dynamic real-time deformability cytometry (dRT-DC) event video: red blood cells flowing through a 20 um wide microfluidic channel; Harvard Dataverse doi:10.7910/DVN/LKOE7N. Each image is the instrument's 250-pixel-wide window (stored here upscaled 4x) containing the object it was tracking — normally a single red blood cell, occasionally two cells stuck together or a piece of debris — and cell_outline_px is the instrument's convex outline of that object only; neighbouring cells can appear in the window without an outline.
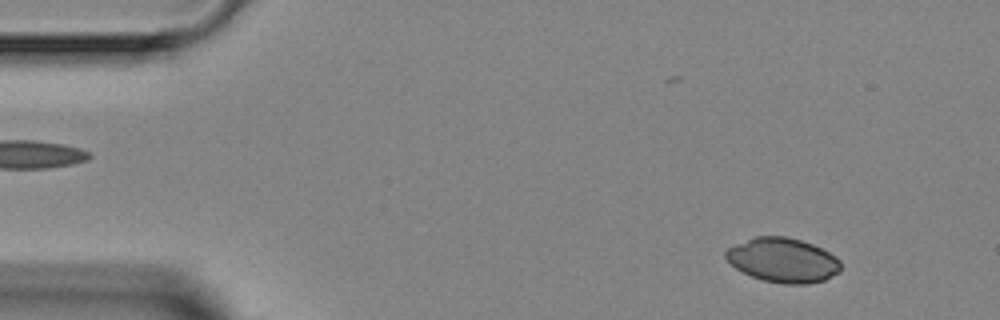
{"species": "Egyptian fruit bat (a non-hibernating species)", "species_latin": "Rousettus aegyptiacus", "temperature_condition": "room temperature", "stored_images_in_passage": 5, "camera_frame_rate_fps": 3000, "um_per_image_px": 0.085, "animal": {"sex": "female"}, "frame": {"image": 1, "passage_image": 1, "time_ms": 0.0, "image_size_px": [1000, 320], "cell_outline_px": [[840, 272], [824, 280], [808, 284], [784, 284], [764, 280], [752, 276], [736, 268], [724, 256], [724, 252], [728, 248], [736, 244], [756, 236], [784, 236], [800, 240], [812, 244], [836, 256], [840, 260]], "centroid_in_image_um": [66.56, 22.11], "position_along_channel_um": 18.4, "area_um2": 29.59}}
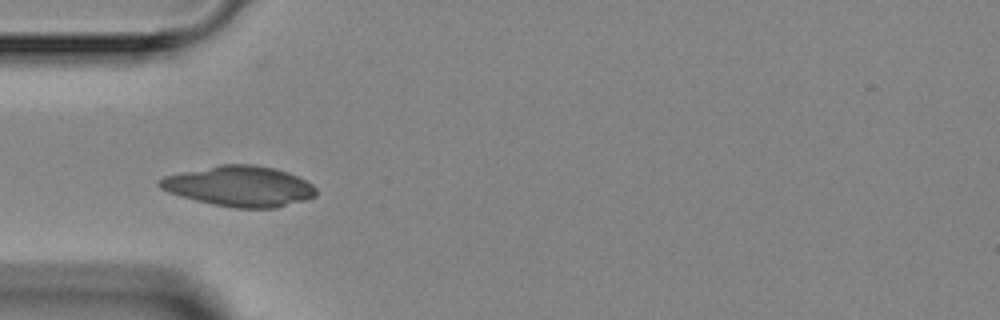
{"frame": {"image": 2, "passage_image": 4, "time_ms": 3.333, "image_size_px": [1000, 320], "cell_outline_px": [[316, 196], [304, 200], [276, 208], [232, 208], [212, 204], [180, 196], [168, 192], [160, 188], [156, 184], [156, 180], [164, 176], [220, 164], [252, 164], [276, 168], [288, 172], [312, 184], [316, 188]], "centroid_in_image_um": [20.33, 15.83], "position_along_channel_um": 64.7, "area_um2": 36.99}}
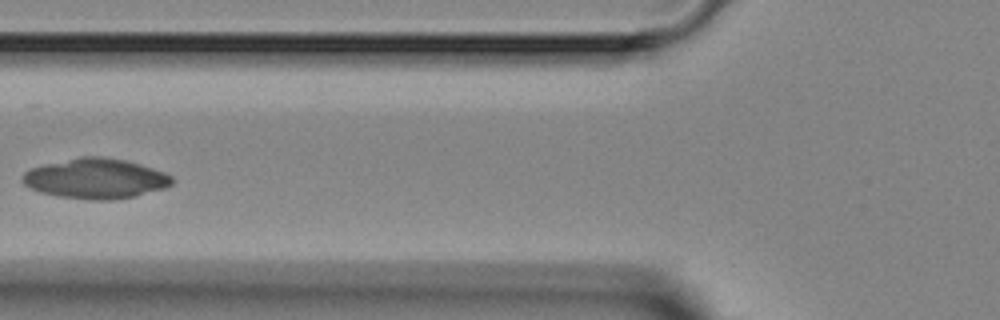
{"frame": {"image": 3, "passage_image": 5, "time_ms": 4.667, "image_size_px": [1000, 320], "cell_outline_px": [[172, 184], [164, 188], [136, 196], [108, 200], [92, 200], [56, 196], [40, 192], [28, 188], [20, 180], [20, 176], [24, 172], [32, 168], [44, 164], [80, 156], [100, 156], [124, 160], [140, 164], [164, 172], [172, 176]], "centroid_in_image_um": [8.08, 15.18], "position_along_channel_um": 117.7, "area_um2": 35.08}}